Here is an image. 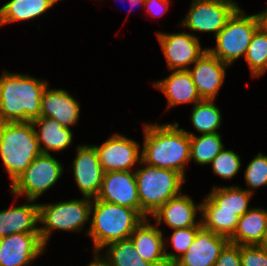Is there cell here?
<instances>
[{
    "instance_id": "obj_3",
    "label": "cell",
    "mask_w": 267,
    "mask_h": 266,
    "mask_svg": "<svg viewBox=\"0 0 267 266\" xmlns=\"http://www.w3.org/2000/svg\"><path fill=\"white\" fill-rule=\"evenodd\" d=\"M91 207V224L88 235L91 236L94 251L98 253L109 243L127 239L144 218L130 207H124L94 199ZM94 211H93V210Z\"/></svg>"
},
{
    "instance_id": "obj_12",
    "label": "cell",
    "mask_w": 267,
    "mask_h": 266,
    "mask_svg": "<svg viewBox=\"0 0 267 266\" xmlns=\"http://www.w3.org/2000/svg\"><path fill=\"white\" fill-rule=\"evenodd\" d=\"M96 199L130 207L140 214V200L135 173L132 171H110L104 173Z\"/></svg>"
},
{
    "instance_id": "obj_9",
    "label": "cell",
    "mask_w": 267,
    "mask_h": 266,
    "mask_svg": "<svg viewBox=\"0 0 267 266\" xmlns=\"http://www.w3.org/2000/svg\"><path fill=\"white\" fill-rule=\"evenodd\" d=\"M238 8L232 0H193L181 25L193 31L214 32L216 37Z\"/></svg>"
},
{
    "instance_id": "obj_30",
    "label": "cell",
    "mask_w": 267,
    "mask_h": 266,
    "mask_svg": "<svg viewBox=\"0 0 267 266\" xmlns=\"http://www.w3.org/2000/svg\"><path fill=\"white\" fill-rule=\"evenodd\" d=\"M213 101L202 100L193 107L191 120L196 130L202 134L218 133L216 129L221 125V112Z\"/></svg>"
},
{
    "instance_id": "obj_6",
    "label": "cell",
    "mask_w": 267,
    "mask_h": 266,
    "mask_svg": "<svg viewBox=\"0 0 267 266\" xmlns=\"http://www.w3.org/2000/svg\"><path fill=\"white\" fill-rule=\"evenodd\" d=\"M262 24L261 13L248 16L238 8L216 35V48L207 49L220 61L231 65L241 55L245 57L253 34Z\"/></svg>"
},
{
    "instance_id": "obj_33",
    "label": "cell",
    "mask_w": 267,
    "mask_h": 266,
    "mask_svg": "<svg viewBox=\"0 0 267 266\" xmlns=\"http://www.w3.org/2000/svg\"><path fill=\"white\" fill-rule=\"evenodd\" d=\"M246 184L258 188L267 184V155L259 153L249 162L245 171Z\"/></svg>"
},
{
    "instance_id": "obj_28",
    "label": "cell",
    "mask_w": 267,
    "mask_h": 266,
    "mask_svg": "<svg viewBox=\"0 0 267 266\" xmlns=\"http://www.w3.org/2000/svg\"><path fill=\"white\" fill-rule=\"evenodd\" d=\"M247 61L252 76L259 77L267 69V27L262 24L253 34L247 49Z\"/></svg>"
},
{
    "instance_id": "obj_37",
    "label": "cell",
    "mask_w": 267,
    "mask_h": 266,
    "mask_svg": "<svg viewBox=\"0 0 267 266\" xmlns=\"http://www.w3.org/2000/svg\"><path fill=\"white\" fill-rule=\"evenodd\" d=\"M98 253L95 252V259L88 266H111L105 259L99 257L100 255H96Z\"/></svg>"
},
{
    "instance_id": "obj_13",
    "label": "cell",
    "mask_w": 267,
    "mask_h": 266,
    "mask_svg": "<svg viewBox=\"0 0 267 266\" xmlns=\"http://www.w3.org/2000/svg\"><path fill=\"white\" fill-rule=\"evenodd\" d=\"M229 239L215 234L203 225L189 249L171 266H214Z\"/></svg>"
},
{
    "instance_id": "obj_31",
    "label": "cell",
    "mask_w": 267,
    "mask_h": 266,
    "mask_svg": "<svg viewBox=\"0 0 267 266\" xmlns=\"http://www.w3.org/2000/svg\"><path fill=\"white\" fill-rule=\"evenodd\" d=\"M201 226H194L182 229H174V232L171 236V244L173 248L178 251V254L175 253H165L166 260L168 264L171 266L177 259H179L191 246L195 236L197 234L198 229Z\"/></svg>"
},
{
    "instance_id": "obj_18",
    "label": "cell",
    "mask_w": 267,
    "mask_h": 266,
    "mask_svg": "<svg viewBox=\"0 0 267 266\" xmlns=\"http://www.w3.org/2000/svg\"><path fill=\"white\" fill-rule=\"evenodd\" d=\"M197 210H202L201 204L195 205L193 200L184 194H180L162 205L152 216L160 225L162 220L173 229H182L194 226H202V221H195Z\"/></svg>"
},
{
    "instance_id": "obj_38",
    "label": "cell",
    "mask_w": 267,
    "mask_h": 266,
    "mask_svg": "<svg viewBox=\"0 0 267 266\" xmlns=\"http://www.w3.org/2000/svg\"><path fill=\"white\" fill-rule=\"evenodd\" d=\"M263 24L267 27V9L261 13Z\"/></svg>"
},
{
    "instance_id": "obj_16",
    "label": "cell",
    "mask_w": 267,
    "mask_h": 266,
    "mask_svg": "<svg viewBox=\"0 0 267 266\" xmlns=\"http://www.w3.org/2000/svg\"><path fill=\"white\" fill-rule=\"evenodd\" d=\"M193 69H188L202 100H214L220 90L228 64L220 61L208 49L194 63Z\"/></svg>"
},
{
    "instance_id": "obj_21",
    "label": "cell",
    "mask_w": 267,
    "mask_h": 266,
    "mask_svg": "<svg viewBox=\"0 0 267 266\" xmlns=\"http://www.w3.org/2000/svg\"><path fill=\"white\" fill-rule=\"evenodd\" d=\"M38 204L11 207L0 211V238L18 233H39Z\"/></svg>"
},
{
    "instance_id": "obj_34",
    "label": "cell",
    "mask_w": 267,
    "mask_h": 266,
    "mask_svg": "<svg viewBox=\"0 0 267 266\" xmlns=\"http://www.w3.org/2000/svg\"><path fill=\"white\" fill-rule=\"evenodd\" d=\"M242 266H267V248L261 245H240Z\"/></svg>"
},
{
    "instance_id": "obj_2",
    "label": "cell",
    "mask_w": 267,
    "mask_h": 266,
    "mask_svg": "<svg viewBox=\"0 0 267 266\" xmlns=\"http://www.w3.org/2000/svg\"><path fill=\"white\" fill-rule=\"evenodd\" d=\"M47 81L5 72L0 77V123L28 122L41 116Z\"/></svg>"
},
{
    "instance_id": "obj_23",
    "label": "cell",
    "mask_w": 267,
    "mask_h": 266,
    "mask_svg": "<svg viewBox=\"0 0 267 266\" xmlns=\"http://www.w3.org/2000/svg\"><path fill=\"white\" fill-rule=\"evenodd\" d=\"M34 128L40 126V130L35 129L36 138L39 142L42 153L49 154L48 150L61 151L67 148L73 138L70 128L63 127L58 121L40 116L32 121ZM44 143L45 147L41 146Z\"/></svg>"
},
{
    "instance_id": "obj_4",
    "label": "cell",
    "mask_w": 267,
    "mask_h": 266,
    "mask_svg": "<svg viewBox=\"0 0 267 266\" xmlns=\"http://www.w3.org/2000/svg\"><path fill=\"white\" fill-rule=\"evenodd\" d=\"M41 154L32 121L0 123V156L11 183Z\"/></svg>"
},
{
    "instance_id": "obj_15",
    "label": "cell",
    "mask_w": 267,
    "mask_h": 266,
    "mask_svg": "<svg viewBox=\"0 0 267 266\" xmlns=\"http://www.w3.org/2000/svg\"><path fill=\"white\" fill-rule=\"evenodd\" d=\"M73 172L79 190L87 198L96 199L103 180L104 171L92 145L78 146Z\"/></svg>"
},
{
    "instance_id": "obj_7",
    "label": "cell",
    "mask_w": 267,
    "mask_h": 266,
    "mask_svg": "<svg viewBox=\"0 0 267 266\" xmlns=\"http://www.w3.org/2000/svg\"><path fill=\"white\" fill-rule=\"evenodd\" d=\"M93 201L90 198L73 199L55 204H38L39 222L46 225L39 227V235L46 246L52 229L79 231L91 218Z\"/></svg>"
},
{
    "instance_id": "obj_27",
    "label": "cell",
    "mask_w": 267,
    "mask_h": 266,
    "mask_svg": "<svg viewBox=\"0 0 267 266\" xmlns=\"http://www.w3.org/2000/svg\"><path fill=\"white\" fill-rule=\"evenodd\" d=\"M190 159L201 165L209 164L221 152L224 145L219 133L202 134L196 137L190 134Z\"/></svg>"
},
{
    "instance_id": "obj_35",
    "label": "cell",
    "mask_w": 267,
    "mask_h": 266,
    "mask_svg": "<svg viewBox=\"0 0 267 266\" xmlns=\"http://www.w3.org/2000/svg\"><path fill=\"white\" fill-rule=\"evenodd\" d=\"M214 266H242L240 245L228 243L221 251Z\"/></svg>"
},
{
    "instance_id": "obj_20",
    "label": "cell",
    "mask_w": 267,
    "mask_h": 266,
    "mask_svg": "<svg viewBox=\"0 0 267 266\" xmlns=\"http://www.w3.org/2000/svg\"><path fill=\"white\" fill-rule=\"evenodd\" d=\"M168 99V108L183 103L202 101L188 70H174L166 79L155 82Z\"/></svg>"
},
{
    "instance_id": "obj_32",
    "label": "cell",
    "mask_w": 267,
    "mask_h": 266,
    "mask_svg": "<svg viewBox=\"0 0 267 266\" xmlns=\"http://www.w3.org/2000/svg\"><path fill=\"white\" fill-rule=\"evenodd\" d=\"M210 164H212L213 172L225 179L232 178L241 167L240 156L224 148Z\"/></svg>"
},
{
    "instance_id": "obj_25",
    "label": "cell",
    "mask_w": 267,
    "mask_h": 266,
    "mask_svg": "<svg viewBox=\"0 0 267 266\" xmlns=\"http://www.w3.org/2000/svg\"><path fill=\"white\" fill-rule=\"evenodd\" d=\"M59 0H10L0 8V25L36 18Z\"/></svg>"
},
{
    "instance_id": "obj_17",
    "label": "cell",
    "mask_w": 267,
    "mask_h": 266,
    "mask_svg": "<svg viewBox=\"0 0 267 266\" xmlns=\"http://www.w3.org/2000/svg\"><path fill=\"white\" fill-rule=\"evenodd\" d=\"M41 103V116L54 119L65 128L76 124L79 118V102L65 90L49 89L47 85Z\"/></svg>"
},
{
    "instance_id": "obj_29",
    "label": "cell",
    "mask_w": 267,
    "mask_h": 266,
    "mask_svg": "<svg viewBox=\"0 0 267 266\" xmlns=\"http://www.w3.org/2000/svg\"><path fill=\"white\" fill-rule=\"evenodd\" d=\"M107 246L109 250L106 261L111 266H155L140 257L130 238L109 243L105 247Z\"/></svg>"
},
{
    "instance_id": "obj_1",
    "label": "cell",
    "mask_w": 267,
    "mask_h": 266,
    "mask_svg": "<svg viewBox=\"0 0 267 266\" xmlns=\"http://www.w3.org/2000/svg\"><path fill=\"white\" fill-rule=\"evenodd\" d=\"M144 147L140 164L174 170L185 178L190 161V135L179 124L145 125Z\"/></svg>"
},
{
    "instance_id": "obj_5",
    "label": "cell",
    "mask_w": 267,
    "mask_h": 266,
    "mask_svg": "<svg viewBox=\"0 0 267 266\" xmlns=\"http://www.w3.org/2000/svg\"><path fill=\"white\" fill-rule=\"evenodd\" d=\"M140 200V215L145 219L170 199L181 194L184 177L174 170L147 165L134 172Z\"/></svg>"
},
{
    "instance_id": "obj_11",
    "label": "cell",
    "mask_w": 267,
    "mask_h": 266,
    "mask_svg": "<svg viewBox=\"0 0 267 266\" xmlns=\"http://www.w3.org/2000/svg\"><path fill=\"white\" fill-rule=\"evenodd\" d=\"M104 173L110 171H131L136 162H141L139 144L123 135L115 134L102 145H93Z\"/></svg>"
},
{
    "instance_id": "obj_19",
    "label": "cell",
    "mask_w": 267,
    "mask_h": 266,
    "mask_svg": "<svg viewBox=\"0 0 267 266\" xmlns=\"http://www.w3.org/2000/svg\"><path fill=\"white\" fill-rule=\"evenodd\" d=\"M145 218L129 237L143 260L155 266H170L165 257L162 231Z\"/></svg>"
},
{
    "instance_id": "obj_40",
    "label": "cell",
    "mask_w": 267,
    "mask_h": 266,
    "mask_svg": "<svg viewBox=\"0 0 267 266\" xmlns=\"http://www.w3.org/2000/svg\"><path fill=\"white\" fill-rule=\"evenodd\" d=\"M261 246L267 248V227H266L265 237H264V240H263Z\"/></svg>"
},
{
    "instance_id": "obj_26",
    "label": "cell",
    "mask_w": 267,
    "mask_h": 266,
    "mask_svg": "<svg viewBox=\"0 0 267 266\" xmlns=\"http://www.w3.org/2000/svg\"><path fill=\"white\" fill-rule=\"evenodd\" d=\"M253 194V190H242L239 187H214L208 195L218 206L219 210L235 212L241 217L248 210V203Z\"/></svg>"
},
{
    "instance_id": "obj_8",
    "label": "cell",
    "mask_w": 267,
    "mask_h": 266,
    "mask_svg": "<svg viewBox=\"0 0 267 266\" xmlns=\"http://www.w3.org/2000/svg\"><path fill=\"white\" fill-rule=\"evenodd\" d=\"M62 164L49 154L38 155L31 165L11 183V192L26 195L28 202H33L50 187L63 173Z\"/></svg>"
},
{
    "instance_id": "obj_10",
    "label": "cell",
    "mask_w": 267,
    "mask_h": 266,
    "mask_svg": "<svg viewBox=\"0 0 267 266\" xmlns=\"http://www.w3.org/2000/svg\"><path fill=\"white\" fill-rule=\"evenodd\" d=\"M170 70H188L207 49L201 50L199 38L189 33H157Z\"/></svg>"
},
{
    "instance_id": "obj_39",
    "label": "cell",
    "mask_w": 267,
    "mask_h": 266,
    "mask_svg": "<svg viewBox=\"0 0 267 266\" xmlns=\"http://www.w3.org/2000/svg\"><path fill=\"white\" fill-rule=\"evenodd\" d=\"M129 1H130L132 6L136 5V4H139V3H141L143 5L145 4V0H129Z\"/></svg>"
},
{
    "instance_id": "obj_36",
    "label": "cell",
    "mask_w": 267,
    "mask_h": 266,
    "mask_svg": "<svg viewBox=\"0 0 267 266\" xmlns=\"http://www.w3.org/2000/svg\"><path fill=\"white\" fill-rule=\"evenodd\" d=\"M144 5H145V7L147 5V10L151 14H153L155 16L156 15L161 16V15H163L164 11L168 8L169 1L168 0H145Z\"/></svg>"
},
{
    "instance_id": "obj_14",
    "label": "cell",
    "mask_w": 267,
    "mask_h": 266,
    "mask_svg": "<svg viewBox=\"0 0 267 266\" xmlns=\"http://www.w3.org/2000/svg\"><path fill=\"white\" fill-rule=\"evenodd\" d=\"M44 248L39 233H18L2 237L0 266H27Z\"/></svg>"
},
{
    "instance_id": "obj_24",
    "label": "cell",
    "mask_w": 267,
    "mask_h": 266,
    "mask_svg": "<svg viewBox=\"0 0 267 266\" xmlns=\"http://www.w3.org/2000/svg\"><path fill=\"white\" fill-rule=\"evenodd\" d=\"M201 206L202 225L215 234L230 239L237 229L239 216L235 215L233 211L219 210V206L208 195Z\"/></svg>"
},
{
    "instance_id": "obj_22",
    "label": "cell",
    "mask_w": 267,
    "mask_h": 266,
    "mask_svg": "<svg viewBox=\"0 0 267 266\" xmlns=\"http://www.w3.org/2000/svg\"><path fill=\"white\" fill-rule=\"evenodd\" d=\"M267 227V211L252 208L239 217L237 229L229 242L236 245H261Z\"/></svg>"
}]
</instances>
